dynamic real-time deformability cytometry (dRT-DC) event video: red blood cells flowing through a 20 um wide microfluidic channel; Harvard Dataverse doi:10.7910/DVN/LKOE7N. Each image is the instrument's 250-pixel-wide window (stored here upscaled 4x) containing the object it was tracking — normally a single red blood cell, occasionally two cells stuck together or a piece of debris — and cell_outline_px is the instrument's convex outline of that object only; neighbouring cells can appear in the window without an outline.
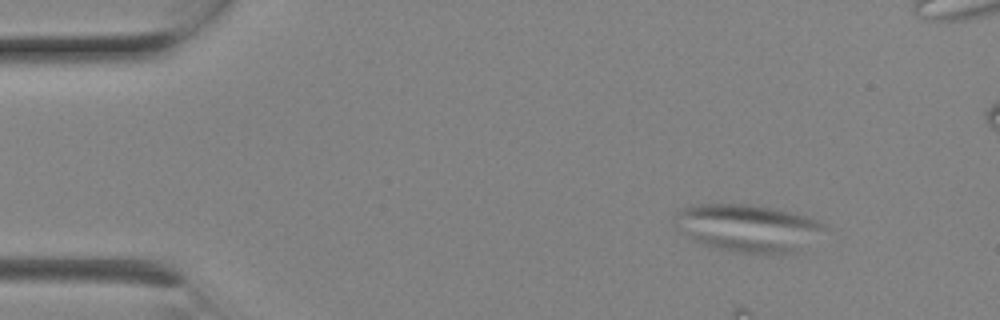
{"species": "Egyptian fruit bat (a non-hibernating species)", "species_latin": "Rousettus aegyptiacus", "temperature_condition": "room temperature", "stored_images_in_passage": 7, "camera_frame_rate_fps": 3000, "um_per_image_px": 0.085, "animal": {"sex": "female"}, "frame": {"image": 1, "passage_image": 1, "time_ms": 0.0, "image_size_px": [1000, 320], "cell_outline_px": [[828, 228], [792, 252], [732, 252], [716, 248], [704, 244], [688, 236], [676, 228], [672, 224], [676, 208], [688, 204], [752, 204], [776, 208], [808, 216], [828, 224]], "centroid_in_image_um": [63.47, 19.31], "position_along_channel_um": 21.5, "area_um2": 41.33}}